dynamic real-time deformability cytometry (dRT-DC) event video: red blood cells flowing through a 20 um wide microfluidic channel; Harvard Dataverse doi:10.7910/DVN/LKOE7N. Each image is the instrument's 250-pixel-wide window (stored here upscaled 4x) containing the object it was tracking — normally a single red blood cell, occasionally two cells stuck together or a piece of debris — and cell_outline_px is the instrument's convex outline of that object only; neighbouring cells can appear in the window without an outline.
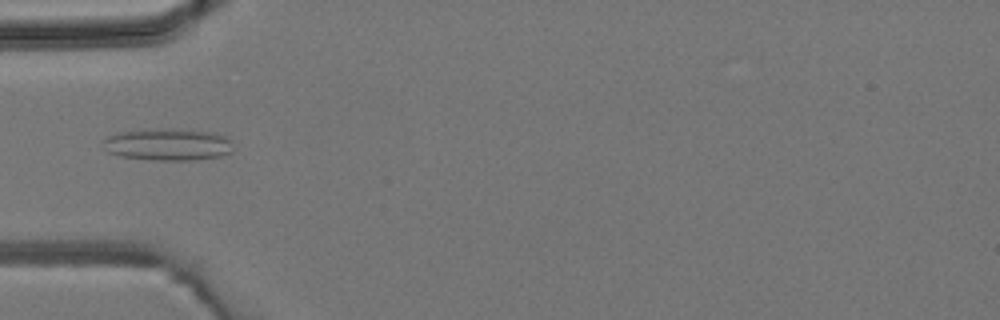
{"species": "common noctule bat (a hibernating species)", "species_latin": "Nyctalus noctula", "temperature_condition": "room temperature", "stored_images_in_passage": 4, "camera_frame_rate_fps": 3000, "um_per_image_px": 0.085, "animal": {"sex": "male", "body_mass_g": 19.2, "forearm_length_mm": 51.8}, "frame": {"image": 1, "passage_image": 3, "time_ms": 4.667, "image_size_px": [1000, 320], "cell_outline_px": [[232, 152], [220, 156], [192, 160], [156, 160], [120, 156], [108, 152], [104, 148], [104, 140], [108, 136], [116, 132], [164, 128], [172, 128], [212, 132], [224, 136], [228, 140], [232, 148]], "centroid_in_image_um": [14.25, 12.27], "position_along_channel_um": 70.8, "area_um2": 24.16}}